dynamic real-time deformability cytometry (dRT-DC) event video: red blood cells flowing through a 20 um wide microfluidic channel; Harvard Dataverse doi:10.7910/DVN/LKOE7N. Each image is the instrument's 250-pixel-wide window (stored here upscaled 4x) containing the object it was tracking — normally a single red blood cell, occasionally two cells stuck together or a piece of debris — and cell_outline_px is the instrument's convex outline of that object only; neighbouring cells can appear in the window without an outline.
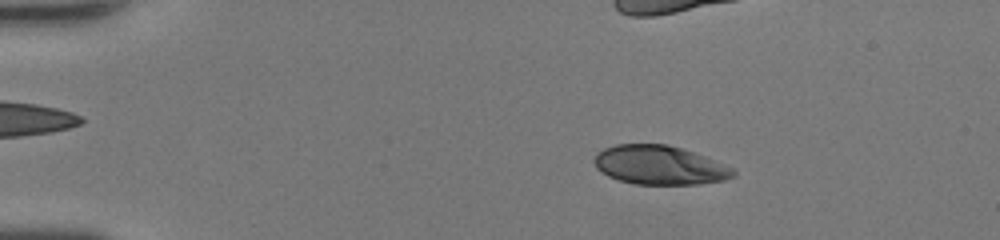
{"species": "human", "species_latin": "Homo sapiens", "temperature_condition": "room temperature", "stored_images_in_passage": 47, "camera_frame_rate_fps": 3000, "um_per_image_px": 0.085, "donor": {"sex": "female"}, "frame": {"image": 1, "passage_image": 9, "time_ms": 2.667, "image_size_px": [1000, 240], "cell_outline_px": [[736, 176], [724, 180], [700, 184], [632, 184], [608, 176], [600, 172], [596, 168], [592, 160], [596, 152], [604, 148], [616, 144], [668, 144], [684, 148], [736, 168]], "centroid_in_image_um": [56.07, 14.03], "position_along_channel_um": 28.9, "area_um2": 32.14}}
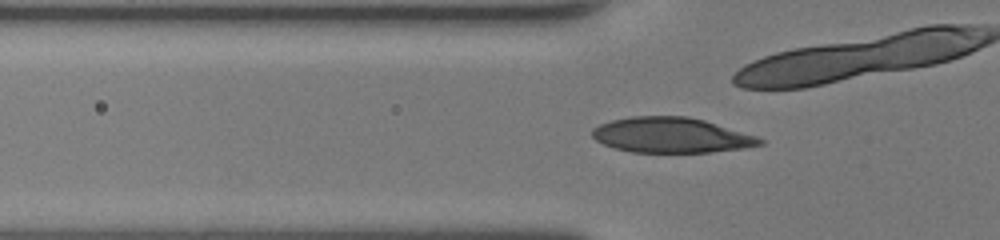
{"frame": {"image": 2, "passage_image": 17, "time_ms": 5.333, "image_size_px": [1000, 240], "cell_outline_px": [[764, 144], [744, 148], [712, 152], [632, 152], [616, 148], [604, 144], [596, 140], [592, 136], [592, 128], [600, 124], [612, 120], [632, 116], [688, 116], [704, 120], [756, 136], [764, 140]], "centroid_in_image_um": [57.06, 11.49], "position_along_channel_um": 68.7, "area_um2": 34.28}}
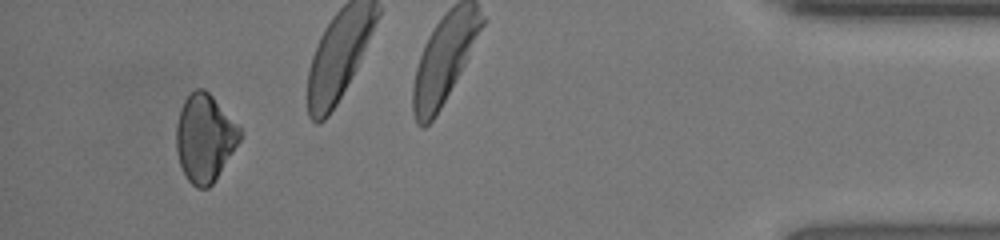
{"frame": {"image": 3, "passage_image": 45, "time_ms": 14.667, "image_size_px": [1000, 240], "cell_outline_px": [[244, 132], [240, 140], [212, 184], [208, 188], [196, 188], [188, 180], [180, 164], [176, 148], [176, 124], [180, 108], [184, 100], [196, 88], [204, 88], [212, 96]], "centroid_in_image_um": [17.39, 11.72], "position_along_channel_um": 417.8, "area_um2": 32.19}, "authors_computed_cell_mechanics": {"area_um2": 33.0038, "velocity_mm_per_s": 4.452, "shape_relaxation_time_tau1_ms": 5.2305, "shape_relaxation_time_tau2_ms": 4.1821, "deformation_change_tau1": 0.1657, "deformation_change_tau2": 0.0854}}